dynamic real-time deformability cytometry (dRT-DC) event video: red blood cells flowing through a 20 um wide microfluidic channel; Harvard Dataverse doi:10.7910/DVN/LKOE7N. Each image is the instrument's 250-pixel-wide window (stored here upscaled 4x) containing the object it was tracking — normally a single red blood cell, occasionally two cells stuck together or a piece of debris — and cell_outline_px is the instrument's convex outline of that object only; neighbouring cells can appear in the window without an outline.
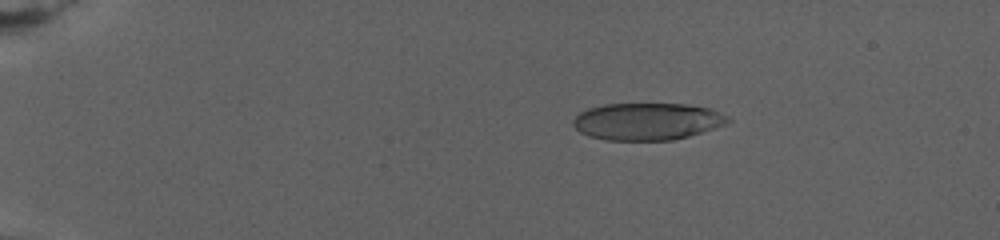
{"species": "human", "species_latin": "Homo sapiens", "temperature_condition": "warm", "stored_images_in_passage": 15, "camera_frame_rate_fps": 3000, "um_per_image_px": 0.085, "donor": {"sex": "female"}, "frame": {"image": 1, "passage_image": 3, "time_ms": 1.333, "image_size_px": [1000, 240], "cell_outline_px": [[732, 120], [724, 124], [688, 136], [672, 140], [604, 140], [588, 136], [580, 132], [572, 124], [572, 120], [580, 112], [588, 108], [604, 104], [688, 104], [712, 108], [728, 116]], "centroid_in_image_um": [54.99, 10.31], "position_along_channel_um": 30.0, "area_um2": 33.52}}
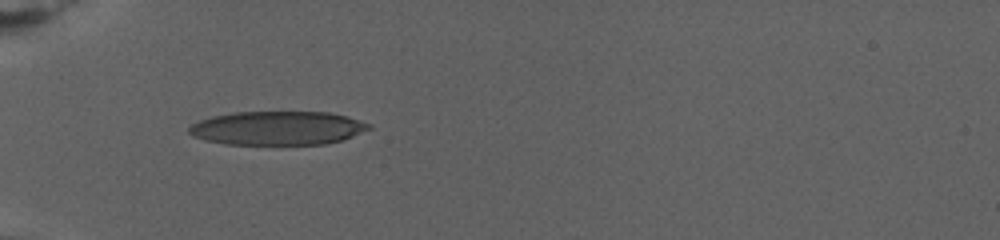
{"frame": {"image": 2, "passage_image": 14, "time_ms": 5.667, "image_size_px": [1000, 240], "cell_outline_px": [[372, 128], [344, 140], [324, 144], [224, 144], [204, 140], [192, 136], [188, 132], [188, 128], [192, 124], [200, 120], [212, 116], [236, 112], [328, 112], [348, 116], [372, 124]], "centroid_in_image_um": [23.61, 10.89], "position_along_channel_um": 61.4, "area_um2": 35.6}}